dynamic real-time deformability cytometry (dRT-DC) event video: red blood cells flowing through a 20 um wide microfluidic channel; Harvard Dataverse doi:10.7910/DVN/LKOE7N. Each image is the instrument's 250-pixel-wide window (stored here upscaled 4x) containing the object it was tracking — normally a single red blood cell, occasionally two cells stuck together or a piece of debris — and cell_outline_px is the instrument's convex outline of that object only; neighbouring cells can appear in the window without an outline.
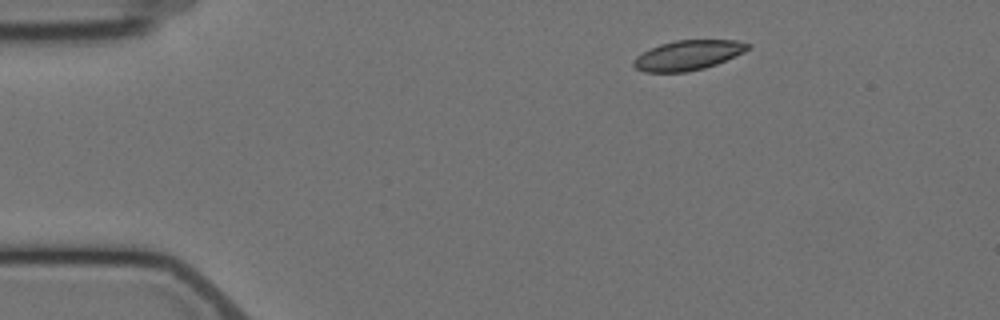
{"species": "Egyptian fruit bat (a non-hibernating species)", "species_latin": "Rousettus aegyptiacus", "temperature_condition": "cold", "stored_images_in_passage": 3, "camera_frame_rate_fps": 3000, "um_per_image_px": 0.085, "animal": {"sex": "female"}, "frame": {"image": 1, "passage_image": 1, "time_ms": 0.0, "image_size_px": [1000, 320], "cell_outline_px": [[752, 44], [744, 52], [716, 64], [704, 68], [688, 72], [644, 72], [636, 68], [632, 64], [632, 60], [636, 56], [660, 44], [676, 40], [736, 40]], "centroid_in_image_um": [58.47, 4.69], "position_along_channel_um": 26.5, "area_um2": 19.77}}